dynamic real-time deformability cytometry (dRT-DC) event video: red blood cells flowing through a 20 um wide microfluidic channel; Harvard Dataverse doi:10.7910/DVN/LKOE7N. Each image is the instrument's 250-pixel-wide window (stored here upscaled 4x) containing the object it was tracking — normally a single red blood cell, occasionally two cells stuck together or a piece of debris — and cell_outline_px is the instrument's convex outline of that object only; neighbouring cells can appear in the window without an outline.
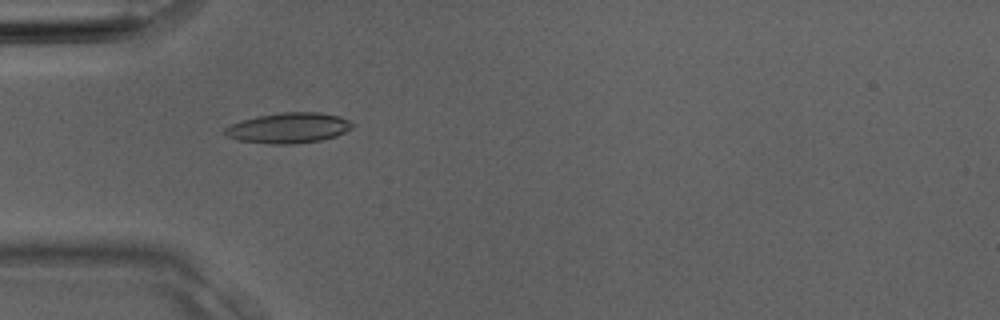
{"species": "Egyptian fruit bat (a non-hibernating species)", "species_latin": "Rousettus aegyptiacus", "temperature_condition": "room temperature", "stored_images_in_passage": 5, "camera_frame_rate_fps": 3000, "um_per_image_px": 0.085, "animal": {"sex": "male"}, "frame": {"image": 1, "passage_image": 4, "time_ms": 1.0, "image_size_px": [1000, 320], "cell_outline_px": [[356, 124], [352, 128], [336, 136], [320, 140], [296, 144], [268, 144], [236, 140], [220, 132], [224, 128], [240, 120], [260, 116], [284, 112], [320, 112], [340, 116]], "centroid_in_image_um": [24.52, 10.88], "position_along_channel_um": 60.5, "area_um2": 22.77}}